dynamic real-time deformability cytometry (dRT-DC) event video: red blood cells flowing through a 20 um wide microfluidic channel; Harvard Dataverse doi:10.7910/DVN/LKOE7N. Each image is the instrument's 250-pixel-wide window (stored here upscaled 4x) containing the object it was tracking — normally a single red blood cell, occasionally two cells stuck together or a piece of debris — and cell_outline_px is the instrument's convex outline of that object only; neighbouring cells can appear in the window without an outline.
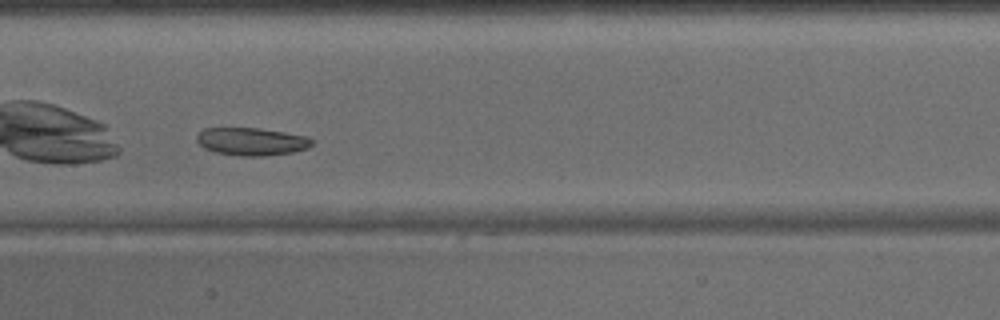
{"species": "common noctule bat (a hibernating species)", "species_latin": "Nyctalus noctula", "temperature_condition": "warm", "stored_images_in_passage": 29, "camera_frame_rate_fps": 3000, "um_per_image_px": 0.085, "animal": {"sex": "male", "body_mass_g": 15.6}, "frame": {"image": 1, "passage_image": 9, "time_ms": 2.667, "image_size_px": [1000, 320], "cell_outline_px": [[316, 140], [308, 148], [296, 152], [264, 156], [244, 156], [216, 152], [204, 148], [196, 140], [196, 136], [204, 128], [260, 128], [308, 136]], "centroid_in_image_um": [21.44, 12.03], "position_along_channel_um": 186.0, "area_um2": 18.79}}